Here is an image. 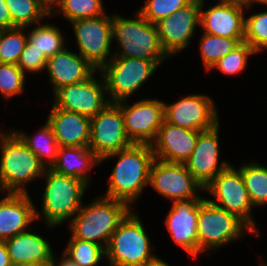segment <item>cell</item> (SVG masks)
I'll return each instance as SVG.
<instances>
[{
    "instance_id": "cb8c5ba5",
    "label": "cell",
    "mask_w": 267,
    "mask_h": 266,
    "mask_svg": "<svg viewBox=\"0 0 267 266\" xmlns=\"http://www.w3.org/2000/svg\"><path fill=\"white\" fill-rule=\"evenodd\" d=\"M49 240L28 230L5 240L8 254L13 266L22 263H51L53 250Z\"/></svg>"
},
{
    "instance_id": "60d3db41",
    "label": "cell",
    "mask_w": 267,
    "mask_h": 266,
    "mask_svg": "<svg viewBox=\"0 0 267 266\" xmlns=\"http://www.w3.org/2000/svg\"><path fill=\"white\" fill-rule=\"evenodd\" d=\"M58 261V262H57ZM51 266H79L76 263H74L70 258H68L63 252H62V258L61 260H57V257L53 255Z\"/></svg>"
},
{
    "instance_id": "b9f144b4",
    "label": "cell",
    "mask_w": 267,
    "mask_h": 266,
    "mask_svg": "<svg viewBox=\"0 0 267 266\" xmlns=\"http://www.w3.org/2000/svg\"><path fill=\"white\" fill-rule=\"evenodd\" d=\"M62 0H39L40 4L51 14Z\"/></svg>"
},
{
    "instance_id": "ffe728a7",
    "label": "cell",
    "mask_w": 267,
    "mask_h": 266,
    "mask_svg": "<svg viewBox=\"0 0 267 266\" xmlns=\"http://www.w3.org/2000/svg\"><path fill=\"white\" fill-rule=\"evenodd\" d=\"M204 1L201 0L200 7V26L203 32L226 38L244 39V12L247 8L219 2L208 9H203Z\"/></svg>"
},
{
    "instance_id": "83f0119b",
    "label": "cell",
    "mask_w": 267,
    "mask_h": 266,
    "mask_svg": "<svg viewBox=\"0 0 267 266\" xmlns=\"http://www.w3.org/2000/svg\"><path fill=\"white\" fill-rule=\"evenodd\" d=\"M199 47L206 72L222 57L233 51L244 39L226 38L203 32Z\"/></svg>"
},
{
    "instance_id": "e575fe53",
    "label": "cell",
    "mask_w": 267,
    "mask_h": 266,
    "mask_svg": "<svg viewBox=\"0 0 267 266\" xmlns=\"http://www.w3.org/2000/svg\"><path fill=\"white\" fill-rule=\"evenodd\" d=\"M257 54L246 42H242L233 51L219 59L210 70L218 69L225 75H239L246 69L248 58Z\"/></svg>"
},
{
    "instance_id": "bcb514c9",
    "label": "cell",
    "mask_w": 267,
    "mask_h": 266,
    "mask_svg": "<svg viewBox=\"0 0 267 266\" xmlns=\"http://www.w3.org/2000/svg\"><path fill=\"white\" fill-rule=\"evenodd\" d=\"M254 3H259V4H263V5H266L267 6V0H255Z\"/></svg>"
},
{
    "instance_id": "9a60e30c",
    "label": "cell",
    "mask_w": 267,
    "mask_h": 266,
    "mask_svg": "<svg viewBox=\"0 0 267 266\" xmlns=\"http://www.w3.org/2000/svg\"><path fill=\"white\" fill-rule=\"evenodd\" d=\"M152 186L162 197L172 201L190 198H204L197 191H204L203 186L188 171L184 163H168L155 159L149 176Z\"/></svg>"
},
{
    "instance_id": "4316f807",
    "label": "cell",
    "mask_w": 267,
    "mask_h": 266,
    "mask_svg": "<svg viewBox=\"0 0 267 266\" xmlns=\"http://www.w3.org/2000/svg\"><path fill=\"white\" fill-rule=\"evenodd\" d=\"M27 39L33 44V48L44 53L47 58L66 47L62 30L51 23H40L35 26L30 32L28 31Z\"/></svg>"
},
{
    "instance_id": "d590c367",
    "label": "cell",
    "mask_w": 267,
    "mask_h": 266,
    "mask_svg": "<svg viewBox=\"0 0 267 266\" xmlns=\"http://www.w3.org/2000/svg\"><path fill=\"white\" fill-rule=\"evenodd\" d=\"M26 75L17 64L0 63V93L7 100L24 92Z\"/></svg>"
},
{
    "instance_id": "d4e9b609",
    "label": "cell",
    "mask_w": 267,
    "mask_h": 266,
    "mask_svg": "<svg viewBox=\"0 0 267 266\" xmlns=\"http://www.w3.org/2000/svg\"><path fill=\"white\" fill-rule=\"evenodd\" d=\"M100 165V159L89 147H63L59 146L57 160L51 169L55 172L73 176L90 185V176L93 167Z\"/></svg>"
},
{
    "instance_id": "5b68a950",
    "label": "cell",
    "mask_w": 267,
    "mask_h": 266,
    "mask_svg": "<svg viewBox=\"0 0 267 266\" xmlns=\"http://www.w3.org/2000/svg\"><path fill=\"white\" fill-rule=\"evenodd\" d=\"M136 15V16H135ZM135 18L112 14V38L118 50L113 57H132L143 60H167L156 24L146 20L138 11Z\"/></svg>"
},
{
    "instance_id": "d6986e66",
    "label": "cell",
    "mask_w": 267,
    "mask_h": 266,
    "mask_svg": "<svg viewBox=\"0 0 267 266\" xmlns=\"http://www.w3.org/2000/svg\"><path fill=\"white\" fill-rule=\"evenodd\" d=\"M200 131L163 122L151 144L155 159L168 163H185L195 149Z\"/></svg>"
},
{
    "instance_id": "8d00e7d4",
    "label": "cell",
    "mask_w": 267,
    "mask_h": 266,
    "mask_svg": "<svg viewBox=\"0 0 267 266\" xmlns=\"http://www.w3.org/2000/svg\"><path fill=\"white\" fill-rule=\"evenodd\" d=\"M191 0H145L139 13L152 24L174 14Z\"/></svg>"
},
{
    "instance_id": "7a4b0ae2",
    "label": "cell",
    "mask_w": 267,
    "mask_h": 266,
    "mask_svg": "<svg viewBox=\"0 0 267 266\" xmlns=\"http://www.w3.org/2000/svg\"><path fill=\"white\" fill-rule=\"evenodd\" d=\"M0 150V192L28 193L26 185L43 178L47 168L10 129L0 130Z\"/></svg>"
},
{
    "instance_id": "7c38bea8",
    "label": "cell",
    "mask_w": 267,
    "mask_h": 266,
    "mask_svg": "<svg viewBox=\"0 0 267 266\" xmlns=\"http://www.w3.org/2000/svg\"><path fill=\"white\" fill-rule=\"evenodd\" d=\"M132 144L125 129L122 110L116 103H109L91 118L89 148L100 160Z\"/></svg>"
},
{
    "instance_id": "2e32d148",
    "label": "cell",
    "mask_w": 267,
    "mask_h": 266,
    "mask_svg": "<svg viewBox=\"0 0 267 266\" xmlns=\"http://www.w3.org/2000/svg\"><path fill=\"white\" fill-rule=\"evenodd\" d=\"M201 0H191L174 14L156 23L160 43L171 58L189 46L200 25Z\"/></svg>"
},
{
    "instance_id": "f1b7e54d",
    "label": "cell",
    "mask_w": 267,
    "mask_h": 266,
    "mask_svg": "<svg viewBox=\"0 0 267 266\" xmlns=\"http://www.w3.org/2000/svg\"><path fill=\"white\" fill-rule=\"evenodd\" d=\"M256 162L250 161L238 168L254 208L267 205V167Z\"/></svg>"
},
{
    "instance_id": "ab89813d",
    "label": "cell",
    "mask_w": 267,
    "mask_h": 266,
    "mask_svg": "<svg viewBox=\"0 0 267 266\" xmlns=\"http://www.w3.org/2000/svg\"><path fill=\"white\" fill-rule=\"evenodd\" d=\"M0 266H13L4 241L0 240Z\"/></svg>"
},
{
    "instance_id": "484cf974",
    "label": "cell",
    "mask_w": 267,
    "mask_h": 266,
    "mask_svg": "<svg viewBox=\"0 0 267 266\" xmlns=\"http://www.w3.org/2000/svg\"><path fill=\"white\" fill-rule=\"evenodd\" d=\"M40 130V131H39ZM34 137L12 128V131L32 150L46 168H51L57 160L59 144L50 124L45 122Z\"/></svg>"
},
{
    "instance_id": "ee69618b",
    "label": "cell",
    "mask_w": 267,
    "mask_h": 266,
    "mask_svg": "<svg viewBox=\"0 0 267 266\" xmlns=\"http://www.w3.org/2000/svg\"><path fill=\"white\" fill-rule=\"evenodd\" d=\"M143 266H169V264L156 255Z\"/></svg>"
},
{
    "instance_id": "603a6c76",
    "label": "cell",
    "mask_w": 267,
    "mask_h": 266,
    "mask_svg": "<svg viewBox=\"0 0 267 266\" xmlns=\"http://www.w3.org/2000/svg\"><path fill=\"white\" fill-rule=\"evenodd\" d=\"M48 115L46 120L59 146L89 147L91 118L62 110L54 104Z\"/></svg>"
},
{
    "instance_id": "9c48e42d",
    "label": "cell",
    "mask_w": 267,
    "mask_h": 266,
    "mask_svg": "<svg viewBox=\"0 0 267 266\" xmlns=\"http://www.w3.org/2000/svg\"><path fill=\"white\" fill-rule=\"evenodd\" d=\"M204 191L213 196L206 199L211 204L235 214L259 237V230L253 220V205L245 186L241 171L231 164L220 172L205 188Z\"/></svg>"
},
{
    "instance_id": "52a82bcc",
    "label": "cell",
    "mask_w": 267,
    "mask_h": 266,
    "mask_svg": "<svg viewBox=\"0 0 267 266\" xmlns=\"http://www.w3.org/2000/svg\"><path fill=\"white\" fill-rule=\"evenodd\" d=\"M246 231L254 234L235 214L216 207L206 198L200 202L197 222L198 256L238 241L246 235Z\"/></svg>"
},
{
    "instance_id": "74e56055",
    "label": "cell",
    "mask_w": 267,
    "mask_h": 266,
    "mask_svg": "<svg viewBox=\"0 0 267 266\" xmlns=\"http://www.w3.org/2000/svg\"><path fill=\"white\" fill-rule=\"evenodd\" d=\"M47 59L45 54L33 48V44L28 40L17 65L25 75L31 72L34 74L45 71Z\"/></svg>"
},
{
    "instance_id": "f35d334b",
    "label": "cell",
    "mask_w": 267,
    "mask_h": 266,
    "mask_svg": "<svg viewBox=\"0 0 267 266\" xmlns=\"http://www.w3.org/2000/svg\"><path fill=\"white\" fill-rule=\"evenodd\" d=\"M0 28L3 30L14 28L5 0H0Z\"/></svg>"
},
{
    "instance_id": "7402d4cb",
    "label": "cell",
    "mask_w": 267,
    "mask_h": 266,
    "mask_svg": "<svg viewBox=\"0 0 267 266\" xmlns=\"http://www.w3.org/2000/svg\"><path fill=\"white\" fill-rule=\"evenodd\" d=\"M29 193H6L0 199V240L29 230L36 221L35 205ZM28 228V229H27Z\"/></svg>"
},
{
    "instance_id": "30bf717a",
    "label": "cell",
    "mask_w": 267,
    "mask_h": 266,
    "mask_svg": "<svg viewBox=\"0 0 267 266\" xmlns=\"http://www.w3.org/2000/svg\"><path fill=\"white\" fill-rule=\"evenodd\" d=\"M78 53L100 71L114 56L112 17L106 13L96 18L78 19L71 22Z\"/></svg>"
},
{
    "instance_id": "3957f363",
    "label": "cell",
    "mask_w": 267,
    "mask_h": 266,
    "mask_svg": "<svg viewBox=\"0 0 267 266\" xmlns=\"http://www.w3.org/2000/svg\"><path fill=\"white\" fill-rule=\"evenodd\" d=\"M127 203L100 196L88 205H82L69 220L70 239L94 242L105 250L120 222L132 210Z\"/></svg>"
},
{
    "instance_id": "1f68e13d",
    "label": "cell",
    "mask_w": 267,
    "mask_h": 266,
    "mask_svg": "<svg viewBox=\"0 0 267 266\" xmlns=\"http://www.w3.org/2000/svg\"><path fill=\"white\" fill-rule=\"evenodd\" d=\"M63 253L79 266H99L106 256L102 246L80 239H69Z\"/></svg>"
},
{
    "instance_id": "ba28073f",
    "label": "cell",
    "mask_w": 267,
    "mask_h": 266,
    "mask_svg": "<svg viewBox=\"0 0 267 266\" xmlns=\"http://www.w3.org/2000/svg\"><path fill=\"white\" fill-rule=\"evenodd\" d=\"M165 60H143L132 57H113L100 71L110 103L128 99L151 78Z\"/></svg>"
},
{
    "instance_id": "4fadbf2b",
    "label": "cell",
    "mask_w": 267,
    "mask_h": 266,
    "mask_svg": "<svg viewBox=\"0 0 267 266\" xmlns=\"http://www.w3.org/2000/svg\"><path fill=\"white\" fill-rule=\"evenodd\" d=\"M116 104L122 110L129 139L135 144H152L165 120L164 101L139 99L129 105L126 99Z\"/></svg>"
},
{
    "instance_id": "ac0fdd59",
    "label": "cell",
    "mask_w": 267,
    "mask_h": 266,
    "mask_svg": "<svg viewBox=\"0 0 267 266\" xmlns=\"http://www.w3.org/2000/svg\"><path fill=\"white\" fill-rule=\"evenodd\" d=\"M219 126L217 124L211 129L200 131L195 149L184 163L203 188L230 165L228 161H218L220 159Z\"/></svg>"
},
{
    "instance_id": "836d02e7",
    "label": "cell",
    "mask_w": 267,
    "mask_h": 266,
    "mask_svg": "<svg viewBox=\"0 0 267 266\" xmlns=\"http://www.w3.org/2000/svg\"><path fill=\"white\" fill-rule=\"evenodd\" d=\"M244 42L256 53L267 50V11L245 16Z\"/></svg>"
},
{
    "instance_id": "e0dca14e",
    "label": "cell",
    "mask_w": 267,
    "mask_h": 266,
    "mask_svg": "<svg viewBox=\"0 0 267 266\" xmlns=\"http://www.w3.org/2000/svg\"><path fill=\"white\" fill-rule=\"evenodd\" d=\"M204 198L175 200L165 217L171 239L192 258L198 256L197 222L200 202Z\"/></svg>"
},
{
    "instance_id": "44dd1931",
    "label": "cell",
    "mask_w": 267,
    "mask_h": 266,
    "mask_svg": "<svg viewBox=\"0 0 267 266\" xmlns=\"http://www.w3.org/2000/svg\"><path fill=\"white\" fill-rule=\"evenodd\" d=\"M47 75L53 88V94L61 87L83 82L96 71L82 55L65 47L47 59Z\"/></svg>"
},
{
    "instance_id": "277c9868",
    "label": "cell",
    "mask_w": 267,
    "mask_h": 266,
    "mask_svg": "<svg viewBox=\"0 0 267 266\" xmlns=\"http://www.w3.org/2000/svg\"><path fill=\"white\" fill-rule=\"evenodd\" d=\"M43 177L45 189L41 197L42 211L39 213L35 207L36 221L42 217L47 228L60 227L81 209L89 185L79 178L59 174L51 168L46 169Z\"/></svg>"
},
{
    "instance_id": "7bdbcfd3",
    "label": "cell",
    "mask_w": 267,
    "mask_h": 266,
    "mask_svg": "<svg viewBox=\"0 0 267 266\" xmlns=\"http://www.w3.org/2000/svg\"><path fill=\"white\" fill-rule=\"evenodd\" d=\"M254 1L255 0H218V2H222V3L237 4V5L243 6L247 8L248 10L250 7H252L251 5L254 4Z\"/></svg>"
},
{
    "instance_id": "6da1fadb",
    "label": "cell",
    "mask_w": 267,
    "mask_h": 266,
    "mask_svg": "<svg viewBox=\"0 0 267 266\" xmlns=\"http://www.w3.org/2000/svg\"><path fill=\"white\" fill-rule=\"evenodd\" d=\"M118 157L108 179L104 197L127 203L131 208L144 187L149 184L150 169L155 155L151 144H132L130 147L109 154L100 163Z\"/></svg>"
},
{
    "instance_id": "8fae6325",
    "label": "cell",
    "mask_w": 267,
    "mask_h": 266,
    "mask_svg": "<svg viewBox=\"0 0 267 266\" xmlns=\"http://www.w3.org/2000/svg\"><path fill=\"white\" fill-rule=\"evenodd\" d=\"M96 72L87 80L58 89L53 104L62 110L93 118L109 103L106 83L102 73L95 78ZM101 79V80H100Z\"/></svg>"
},
{
    "instance_id": "f6af8a7d",
    "label": "cell",
    "mask_w": 267,
    "mask_h": 266,
    "mask_svg": "<svg viewBox=\"0 0 267 266\" xmlns=\"http://www.w3.org/2000/svg\"><path fill=\"white\" fill-rule=\"evenodd\" d=\"M16 266H51V263L33 262V263H22Z\"/></svg>"
},
{
    "instance_id": "7dc6e473",
    "label": "cell",
    "mask_w": 267,
    "mask_h": 266,
    "mask_svg": "<svg viewBox=\"0 0 267 266\" xmlns=\"http://www.w3.org/2000/svg\"><path fill=\"white\" fill-rule=\"evenodd\" d=\"M263 262H264V261H260V263H259L260 266H267V263H265V262L263 263Z\"/></svg>"
},
{
    "instance_id": "d6a6232c",
    "label": "cell",
    "mask_w": 267,
    "mask_h": 266,
    "mask_svg": "<svg viewBox=\"0 0 267 266\" xmlns=\"http://www.w3.org/2000/svg\"><path fill=\"white\" fill-rule=\"evenodd\" d=\"M26 28L4 29L0 35V63L18 64L27 44Z\"/></svg>"
},
{
    "instance_id": "f546056e",
    "label": "cell",
    "mask_w": 267,
    "mask_h": 266,
    "mask_svg": "<svg viewBox=\"0 0 267 266\" xmlns=\"http://www.w3.org/2000/svg\"><path fill=\"white\" fill-rule=\"evenodd\" d=\"M15 27L28 28L38 24L50 14L40 4L39 0H5Z\"/></svg>"
},
{
    "instance_id": "8992f818",
    "label": "cell",
    "mask_w": 267,
    "mask_h": 266,
    "mask_svg": "<svg viewBox=\"0 0 267 266\" xmlns=\"http://www.w3.org/2000/svg\"><path fill=\"white\" fill-rule=\"evenodd\" d=\"M133 209L120 222L106 248L108 266H143L156 255L145 226Z\"/></svg>"
},
{
    "instance_id": "5bb4252c",
    "label": "cell",
    "mask_w": 267,
    "mask_h": 266,
    "mask_svg": "<svg viewBox=\"0 0 267 266\" xmlns=\"http://www.w3.org/2000/svg\"><path fill=\"white\" fill-rule=\"evenodd\" d=\"M217 109L213 99L202 93L170 104L164 101L165 121L189 130L205 131L220 124Z\"/></svg>"
},
{
    "instance_id": "4dcf8cb0",
    "label": "cell",
    "mask_w": 267,
    "mask_h": 266,
    "mask_svg": "<svg viewBox=\"0 0 267 266\" xmlns=\"http://www.w3.org/2000/svg\"><path fill=\"white\" fill-rule=\"evenodd\" d=\"M62 15L68 22L105 14L103 0H62L50 16Z\"/></svg>"
}]
</instances>
